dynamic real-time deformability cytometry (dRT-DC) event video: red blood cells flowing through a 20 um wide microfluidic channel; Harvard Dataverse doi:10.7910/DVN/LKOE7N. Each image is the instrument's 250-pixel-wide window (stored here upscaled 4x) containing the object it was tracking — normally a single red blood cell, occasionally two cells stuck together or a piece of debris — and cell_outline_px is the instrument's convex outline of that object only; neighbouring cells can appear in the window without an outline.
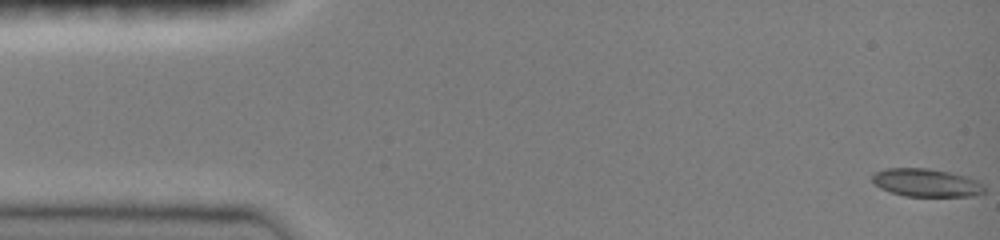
{"species": "common noctule bat (a hibernating species)", "species_latin": "Nyctalus noctula", "temperature_condition": "room temperature", "stored_images_in_passage": 49, "camera_frame_rate_fps": 3000, "um_per_image_px": 0.085, "animal": {"sex": "female", "body_mass_g": 19.0, "forearm_length_mm": 51.5}, "frame": {"image": 1, "passage_image": 1, "time_ms": 0.0, "image_size_px": [1000, 240], "cell_outline_px": [[984, 192], [972, 196], [904, 196], [880, 188], [872, 180], [872, 176], [876, 172], [888, 168], [928, 168], [948, 172], [972, 180], [980, 184], [984, 188]], "centroid_in_image_um": [78.66, 15.54], "position_along_channel_um": 6.3, "area_um2": 17.74}}
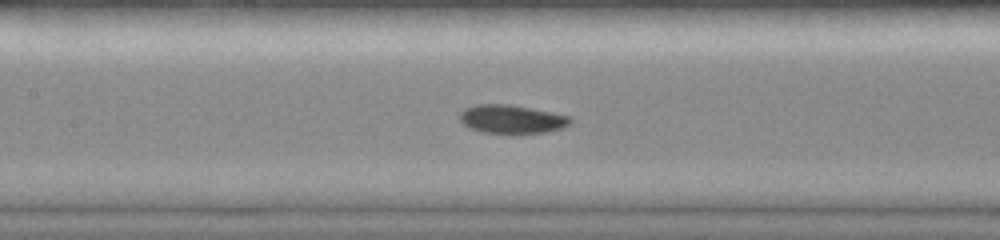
{"frame": {"image": 2, "passage_image": 22, "time_ms": 7.0, "image_size_px": [1000, 240], "cell_outline_px": [[572, 120], [568, 124], [560, 128], [548, 132], [516, 136], [480, 132], [468, 128], [460, 120], [460, 112], [464, 108], [476, 104], [508, 104], [552, 112], [568, 116]], "centroid_in_image_um": [43.45, 10.17], "position_along_channel_um": 163.9, "area_um2": 19.02}}
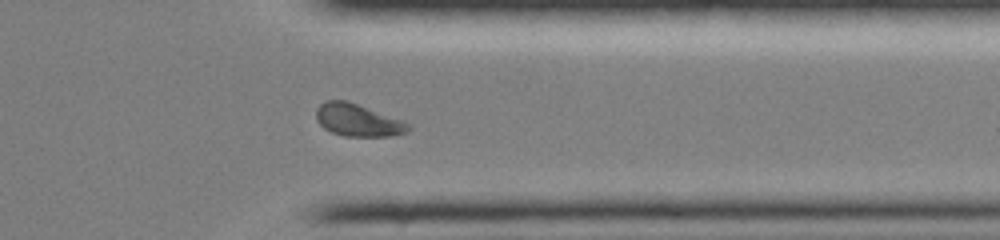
{"frame": {"image": 3, "passage_image": 38, "time_ms": 12.333, "image_size_px": [1000, 240], "cell_outline_px": [[412, 128], [408, 132], [392, 136], [344, 136], [332, 132], [324, 128], [316, 120], [316, 108], [324, 100], [344, 100], [404, 120], [412, 124]], "centroid_in_image_um": [30.45, 10.22], "position_along_channel_um": 380.9, "area_um2": 17.51}, "authors_computed_cell_mechanics": {"area_um2": 18.0336, "velocity_mm_per_s": 4.0567, "shape_relaxation_time_tau1_ms": 4.4361, "shape_relaxation_time_tau2_ms": 2.6055, "deformation_change_tau1": 0.1682, "deformation_change_tau2": 0.0493}}